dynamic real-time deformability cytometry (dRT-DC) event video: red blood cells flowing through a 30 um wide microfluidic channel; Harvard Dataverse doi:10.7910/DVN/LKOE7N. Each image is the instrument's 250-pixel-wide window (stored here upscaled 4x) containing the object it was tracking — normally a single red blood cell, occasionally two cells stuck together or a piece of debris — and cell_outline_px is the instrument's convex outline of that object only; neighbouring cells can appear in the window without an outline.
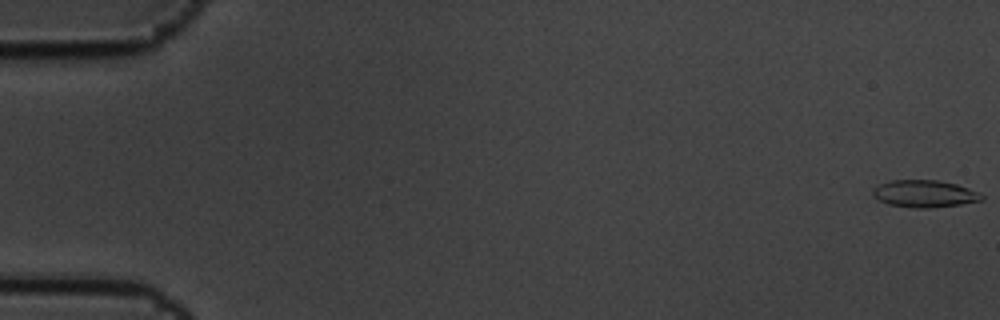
{"species": "common noctule bat (a hibernating species)", "species_latin": "Nyctalus noctula", "temperature_condition": "cold", "stored_images_in_passage": 5, "camera_frame_rate_fps": 3000, "um_per_image_px": 0.085, "animal": {"sex": "male", "body_mass_g": 19.5, "forearm_length_mm": 54.6}, "frame": {"image": 1, "passage_image": 1, "time_ms": 0.0, "image_size_px": [1000, 320], "cell_outline_px": [[984, 200], [960, 204], [928, 208], [916, 208], [888, 204], [872, 196], [872, 188], [880, 184], [892, 180], [940, 180], [956, 184], [968, 188], [984, 196]], "centroid_in_image_um": [78.56, 16.46], "position_along_channel_um": 6.4, "area_um2": 17.17}}